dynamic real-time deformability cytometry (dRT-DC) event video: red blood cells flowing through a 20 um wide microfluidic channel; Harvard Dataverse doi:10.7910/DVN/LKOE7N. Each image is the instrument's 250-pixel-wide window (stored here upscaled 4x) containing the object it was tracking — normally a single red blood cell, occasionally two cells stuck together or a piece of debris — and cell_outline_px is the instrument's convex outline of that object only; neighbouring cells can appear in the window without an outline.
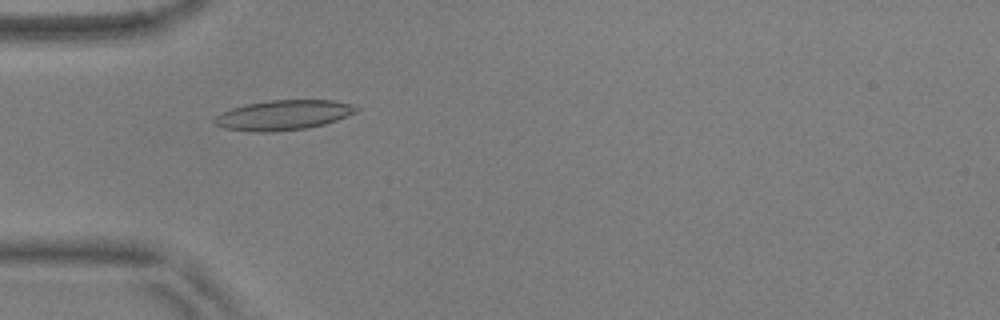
{"species": "common noctule bat (a hibernating species)", "species_latin": "Nyctalus noctula", "temperature_condition": "warm", "stored_images_in_passage": 21, "camera_frame_rate_fps": 3000, "um_per_image_px": 0.085, "animal": {"sex": "male", "body_mass_g": 17.9, "forearm_length_mm": 54.2}, "frame": {"image": 1, "passage_image": 17, "time_ms": 5.333, "image_size_px": [1000, 320], "cell_outline_px": [[360, 108], [356, 112], [336, 120], [324, 124], [304, 128], [272, 132], [256, 132], [224, 128], [212, 124], [212, 120], [220, 112], [232, 108], [248, 104], [268, 100], [332, 100], [348, 104]], "centroid_in_image_um": [24.02, 9.78], "position_along_channel_um": 61.0, "area_um2": 24.57}}
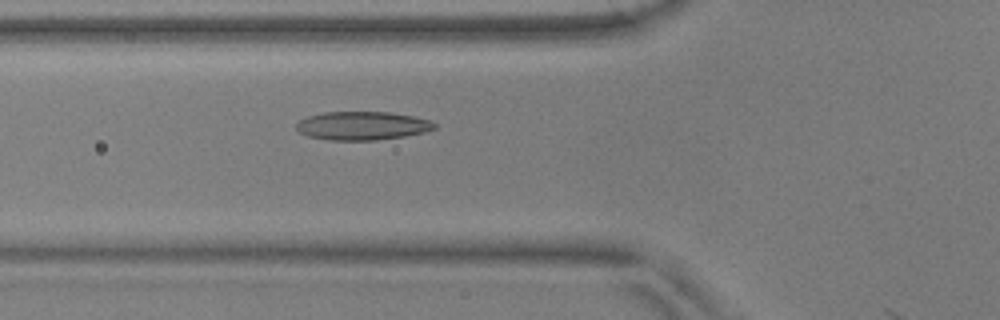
{"frame": {"image": 2, "passage_image": 20, "time_ms": 6.333, "image_size_px": [1000, 320], "cell_outline_px": [[436, 128], [424, 132], [404, 136], [376, 140], [328, 140], [308, 136], [300, 132], [296, 128], [296, 124], [300, 120], [308, 116], [324, 112], [392, 112], [416, 116], [428, 120], [436, 124]], "centroid_in_image_um": [30.8, 10.68], "position_along_channel_um": 95.0, "area_um2": 22.95}}